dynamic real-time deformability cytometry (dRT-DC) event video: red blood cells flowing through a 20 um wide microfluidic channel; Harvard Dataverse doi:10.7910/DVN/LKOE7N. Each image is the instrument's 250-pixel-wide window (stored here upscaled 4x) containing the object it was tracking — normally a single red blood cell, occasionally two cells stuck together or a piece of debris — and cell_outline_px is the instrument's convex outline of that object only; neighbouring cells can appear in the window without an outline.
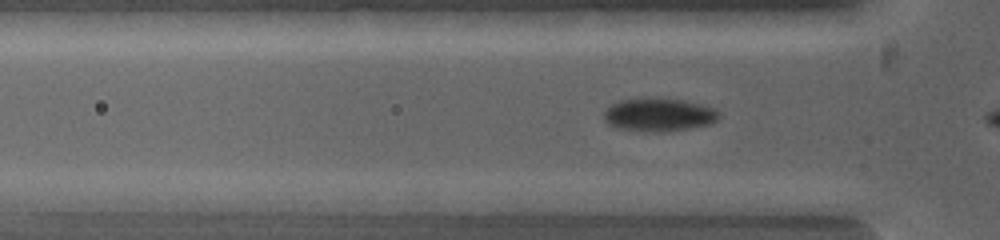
{"species": "common noctule bat (a hibernating species)", "species_latin": "Nyctalus noctula", "temperature_condition": "warm", "stored_images_in_passage": 3, "camera_frame_rate_fps": 5000, "um_per_image_px": 0.085, "animal": {"sex": "female", "body_mass_g": 19.0, "forearm_length_mm": 53.3}, "frame": {"image": 1, "passage_image": 3, "time_ms": 0.8, "image_size_px": [1000, 240], "cell_outline_px": [[720, 116], [712, 124], [692, 128], [668, 132], [656, 132], [612, 128], [604, 120], [604, 112], [612, 104], [620, 100], [680, 100], [712, 108]], "centroid_in_image_um": [55.97, 9.81], "position_along_channel_um": 69.8, "area_um2": 21.62}}